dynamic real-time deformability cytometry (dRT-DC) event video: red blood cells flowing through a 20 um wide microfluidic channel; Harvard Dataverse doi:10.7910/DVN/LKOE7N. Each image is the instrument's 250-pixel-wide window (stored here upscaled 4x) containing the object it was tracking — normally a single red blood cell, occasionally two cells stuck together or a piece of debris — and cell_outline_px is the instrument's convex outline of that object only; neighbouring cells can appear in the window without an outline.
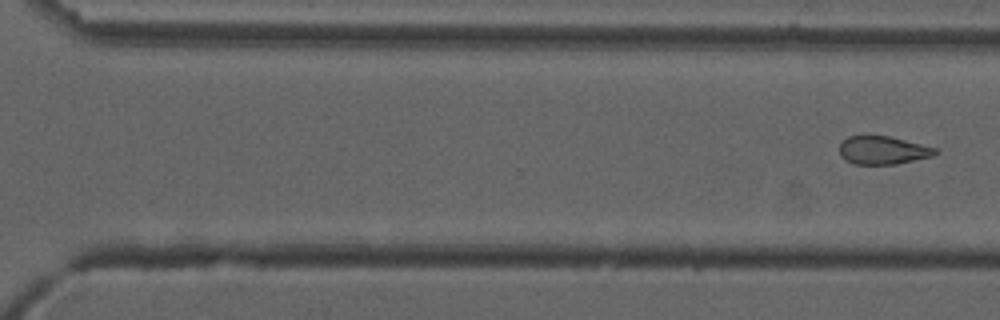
{"species": "common noctule bat (a hibernating species)", "species_latin": "Nyctalus noctula", "temperature_condition": "cold", "stored_images_in_passage": 11, "segment_of_instrument_passage": [2, 2], "camera_frame_rate_fps": 3000, "um_per_image_px": 0.085, "animal": {"sex": "male", "forearm_length_mm": 52.5}, "frame": {"image": 1, "passage_image": 11, "time_ms": 3.333, "image_size_px": [1000, 320], "cell_outline_px": [[940, 152], [932, 156], [896, 164], [856, 164], [844, 160], [840, 156], [840, 144], [848, 136], [860, 132], [868, 132], [888, 136], [936, 148]], "centroid_in_image_um": [74.97, 12.72], "position_along_channel_um": 295.6, "area_um2": 16.24}}